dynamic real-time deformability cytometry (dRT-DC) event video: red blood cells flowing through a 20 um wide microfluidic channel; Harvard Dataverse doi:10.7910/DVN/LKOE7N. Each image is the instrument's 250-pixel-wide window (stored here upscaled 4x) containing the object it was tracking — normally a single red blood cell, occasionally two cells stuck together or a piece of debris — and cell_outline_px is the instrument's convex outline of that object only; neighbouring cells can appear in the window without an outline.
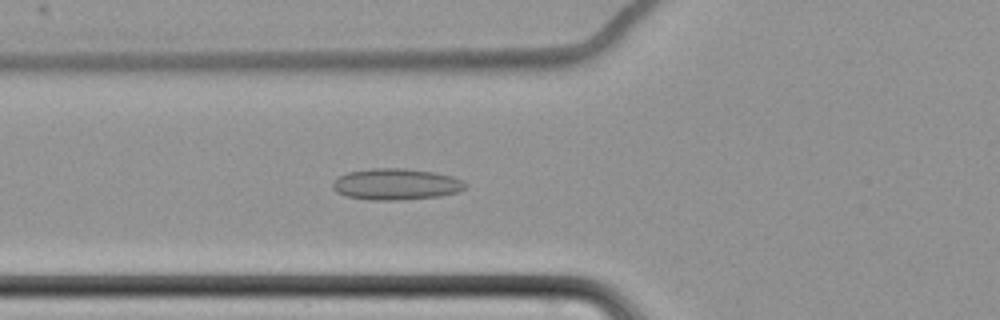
{"species": "common noctule bat (a hibernating species)", "species_latin": "Nyctalus noctula", "temperature_condition": "cold", "stored_images_in_passage": 64, "camera_frame_rate_fps": 3000, "um_per_image_px": 0.085, "animal": {"sex": "female", "body_mass_g": 22.7, "forearm_length_mm": 54.2}, "frame": {"image": 1, "passage_image": 27, "time_ms": 8.667, "image_size_px": [1000, 320], "cell_outline_px": [[468, 188], [460, 192], [440, 196], [400, 200], [368, 200], [348, 196], [336, 192], [332, 188], [332, 184], [340, 176], [348, 172], [372, 168], [404, 168], [436, 172], [452, 176], [464, 180], [468, 184]], "centroid_in_image_um": [33.74, 15.66], "position_along_channel_um": 92.1, "area_um2": 24.51}}
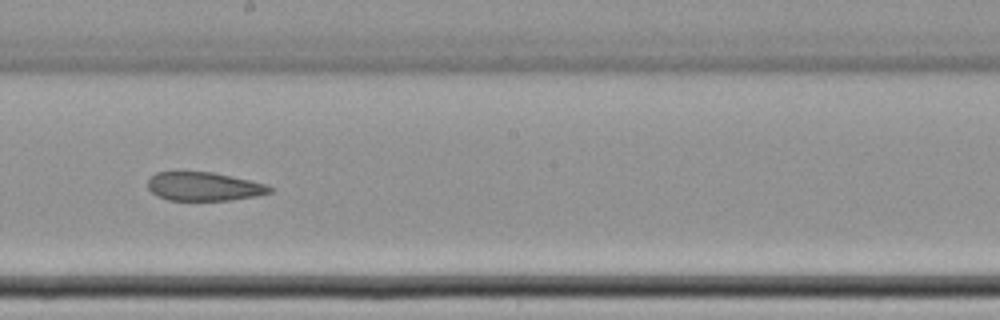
{"frame": {"image": 2, "passage_image": 39, "time_ms": 12.667, "image_size_px": [1000, 320], "cell_outline_px": [[272, 192], [256, 196], [232, 200], [168, 200], [156, 196], [148, 188], [148, 180], [156, 172], [212, 172], [268, 184], [272, 188]], "centroid_in_image_um": [17.34, 15.86], "position_along_channel_um": 230.9, "area_um2": 20.35}}
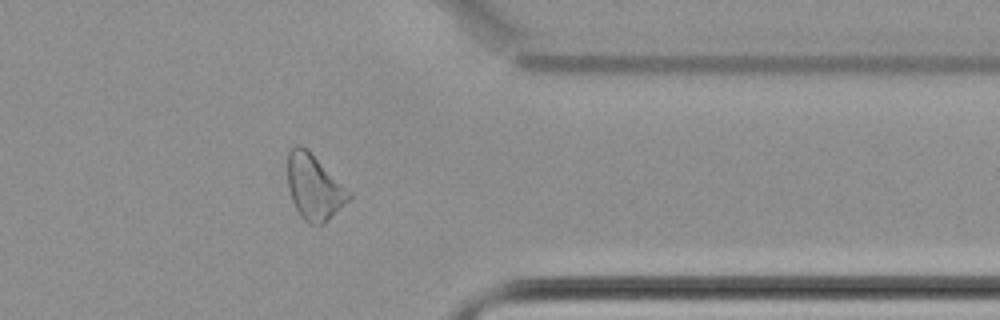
{"frame": {"image": 3, "passage_image": 53, "time_ms": 17.333, "image_size_px": [1000, 320], "cell_outline_px": [[352, 196], [324, 224], [308, 224], [300, 216], [292, 200], [288, 188], [288, 152], [296, 144], [300, 144], [308, 148], [352, 192]], "centroid_in_image_um": [26.71, 15.87], "position_along_channel_um": 384.7, "area_um2": 23.52}, "authors_computed_cell_mechanics": {"area_um2": 24.3049, "velocity_mm_per_s": 3.4796, "shape_relaxation_time_tau1_ms": null, "shape_relaxation_time_tau2_ms": 6.9357, "deformation_change_tau1": null, "deformation_change_tau2": 0.1297}}